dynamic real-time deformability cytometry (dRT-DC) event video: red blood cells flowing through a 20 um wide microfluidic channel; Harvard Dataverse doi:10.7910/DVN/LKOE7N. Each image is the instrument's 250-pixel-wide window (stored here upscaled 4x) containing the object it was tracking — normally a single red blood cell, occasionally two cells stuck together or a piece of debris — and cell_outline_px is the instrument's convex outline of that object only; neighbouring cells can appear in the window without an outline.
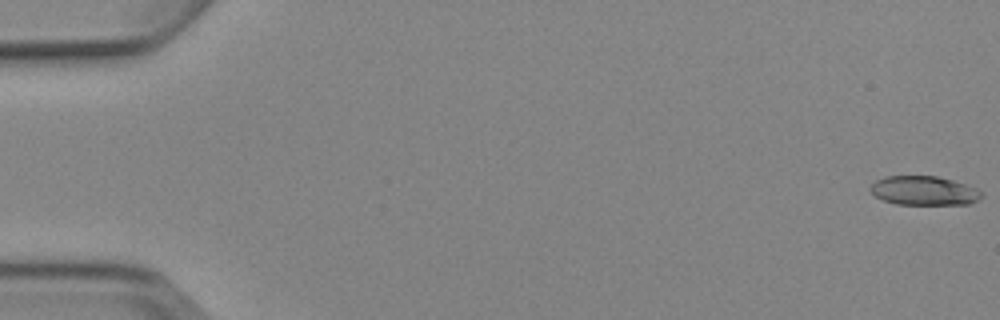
{"species": "Egyptian fruit bat (a non-hibernating species)", "species_latin": "Rousettus aegyptiacus", "temperature_condition": "cold", "stored_images_in_passage": 5, "camera_frame_rate_fps": 3000, "um_per_image_px": 0.085, "animal": {"sex": "female"}, "frame": {"image": 1, "passage_image": 1, "time_ms": 0.0, "image_size_px": [1000, 320], "cell_outline_px": [[984, 196], [980, 200], [968, 204], [896, 204], [884, 200], [876, 196], [868, 188], [876, 180], [884, 176], [936, 176], [952, 180], [976, 188], [984, 192]], "centroid_in_image_um": [78.57, 16.21], "position_along_channel_um": 6.4, "area_um2": 18.9}}
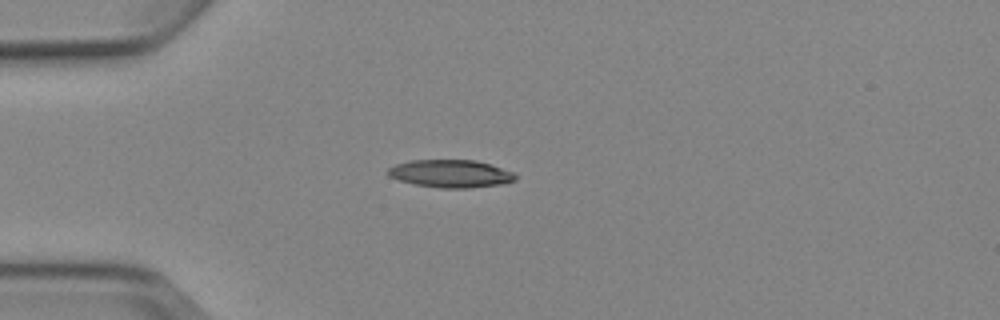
{"frame": {"image": 2, "passage_image": 5, "time_ms": 4.667, "image_size_px": [1000, 320], "cell_outline_px": [[516, 180], [504, 184], [468, 188], [440, 188], [416, 184], [400, 180], [388, 176], [388, 168], [396, 164], [412, 160], [476, 160], [512, 172], [516, 176]], "centroid_in_image_um": [38.31, 14.76], "position_along_channel_um": 46.7, "area_um2": 20.4}}